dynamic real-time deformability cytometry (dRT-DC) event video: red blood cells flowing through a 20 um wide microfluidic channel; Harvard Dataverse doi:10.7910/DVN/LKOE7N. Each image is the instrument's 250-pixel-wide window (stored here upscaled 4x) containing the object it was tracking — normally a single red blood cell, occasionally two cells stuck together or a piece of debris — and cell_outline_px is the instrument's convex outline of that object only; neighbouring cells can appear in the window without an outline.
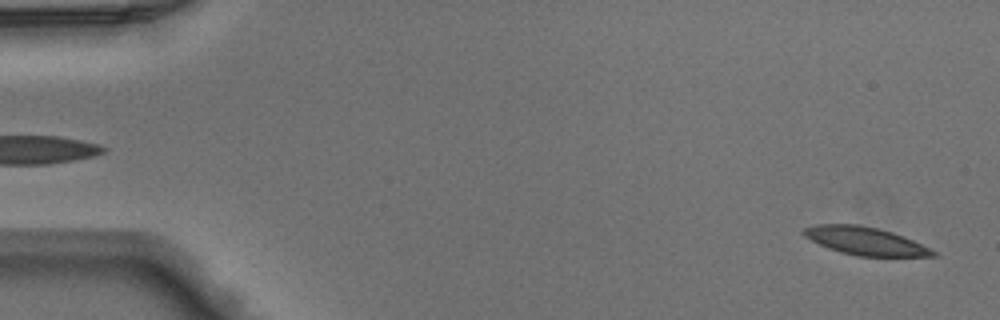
{"species": "Egyptian fruit bat (a non-hibernating species)", "species_latin": "Rousettus aegyptiacus", "temperature_condition": "warm", "stored_images_in_passage": 13, "camera_frame_rate_fps": 3000, "um_per_image_px": 0.085, "animal": {"sex": "male"}, "frame": {"image": 1, "passage_image": 1, "time_ms": 0.0, "image_size_px": [1000, 320], "cell_outline_px": [[940, 256], [856, 256], [840, 252], [828, 248], [804, 236], [800, 232], [804, 228], [816, 224], [856, 224], [876, 228], [892, 232], [904, 236], [936, 252]], "centroid_in_image_um": [73.51, 20.48], "position_along_channel_um": 11.5, "area_um2": 20.87}}
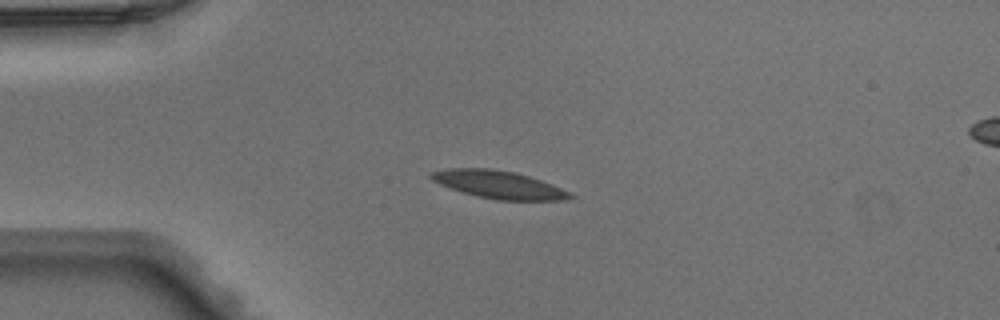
{"frame": {"image": 2, "passage_image": 11, "time_ms": 3.333, "image_size_px": [1000, 320], "cell_outline_px": [[576, 196], [564, 200], [496, 200], [476, 196], [440, 184], [432, 180], [428, 176], [432, 172], [448, 168], [488, 168], [512, 172], [528, 176], [540, 180], [572, 192]], "centroid_in_image_um": [42.41, 15.7], "position_along_channel_um": 42.6, "area_um2": 22.25}}